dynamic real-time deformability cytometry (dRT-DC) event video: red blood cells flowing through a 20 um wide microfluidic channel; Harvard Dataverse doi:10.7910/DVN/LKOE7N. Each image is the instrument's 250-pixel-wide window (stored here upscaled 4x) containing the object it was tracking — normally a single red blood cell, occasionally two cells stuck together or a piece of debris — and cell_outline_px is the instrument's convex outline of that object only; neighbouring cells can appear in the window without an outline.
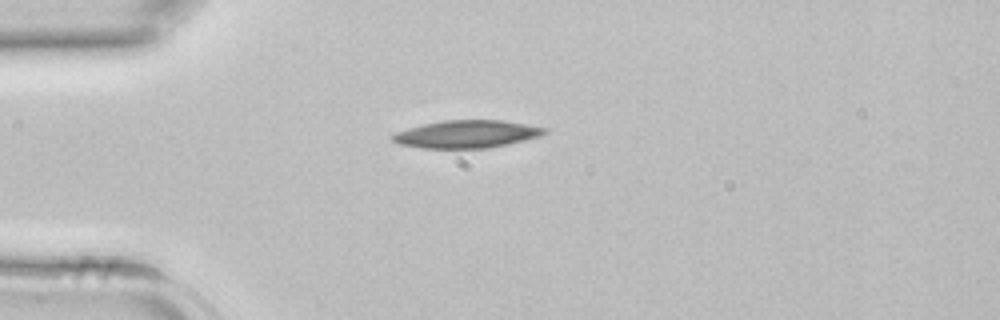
{"species": "common noctule bat (a hibernating species)", "species_latin": "Nyctalus noctula", "temperature_condition": "room temperature", "stored_images_in_passage": 33, "camera_frame_rate_fps": 3000, "um_per_image_px": 0.085, "animal": {"sex": "female", "body_mass_g": 22.7, "forearm_length_mm": 54.2}, "frame": {"image": 1, "passage_image": 1, "time_ms": 0.0, "image_size_px": [1000, 320], "cell_outline_px": [[548, 132], [540, 136], [508, 144], [488, 148], [420, 148], [400, 144], [392, 140], [392, 136], [396, 132], [408, 128], [424, 124], [444, 120], [500, 120], [548, 128]], "centroid_in_image_um": [39.68, 11.4], "position_along_channel_um": 45.3, "area_um2": 24.33}}
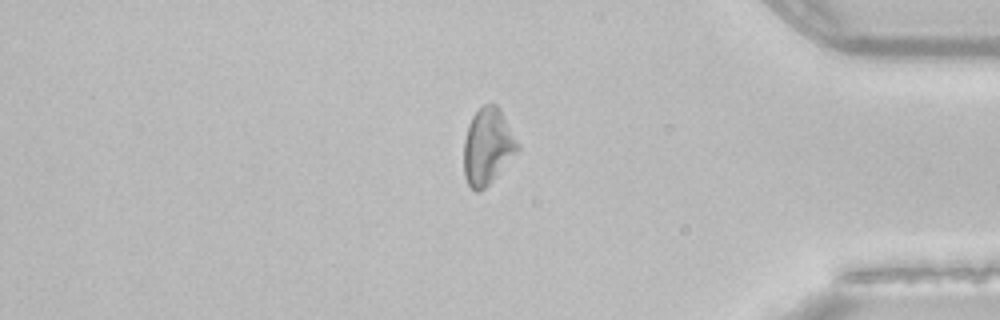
{"frame": {"image": 2, "passage_image": 26, "time_ms": 8.333, "image_size_px": [1000, 320], "cell_outline_px": [[520, 148], [496, 176], [480, 192], [476, 192], [468, 184], [464, 176], [464, 140], [468, 124], [472, 116], [484, 104], [496, 104], [500, 108], [520, 144]], "centroid_in_image_um": [41.45, 12.43], "position_along_channel_um": 393.8, "area_um2": 23.87}}
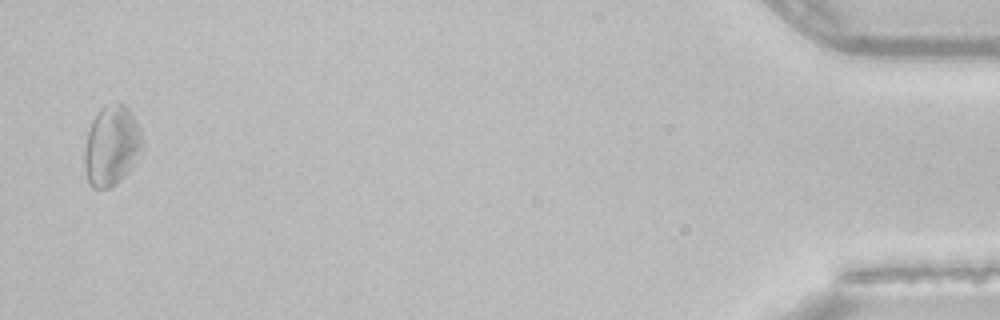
{"frame": {"image": 3, "passage_image": 32, "time_ms": 10.333, "image_size_px": [1000, 320], "cell_outline_px": [[144, 152], [136, 164], [116, 184], [108, 188], [92, 188], [88, 180], [84, 168], [84, 148], [88, 132], [92, 120], [100, 108], [104, 104], [116, 100], [124, 104], [128, 108], [144, 140]], "centroid_in_image_um": [9.5, 12.37], "position_along_channel_um": 425.7, "area_um2": 27.63}}